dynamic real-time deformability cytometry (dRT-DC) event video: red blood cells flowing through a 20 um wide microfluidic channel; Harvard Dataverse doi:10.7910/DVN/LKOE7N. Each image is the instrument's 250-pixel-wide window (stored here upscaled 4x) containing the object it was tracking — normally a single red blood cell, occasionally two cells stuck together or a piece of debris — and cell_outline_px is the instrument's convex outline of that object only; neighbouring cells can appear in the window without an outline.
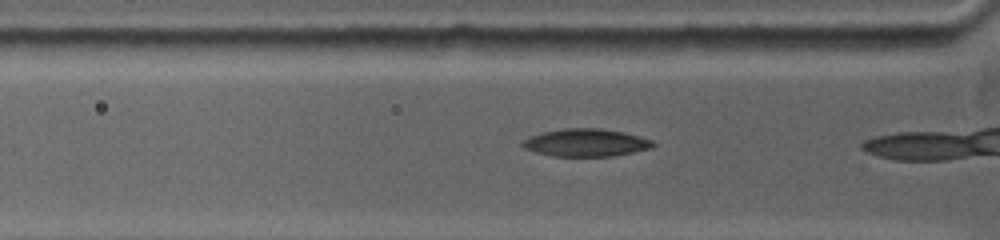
{"species": "common noctule bat (a hibernating species)", "species_latin": "Nyctalus noctula", "temperature_condition": "warm", "stored_images_in_passage": 21, "camera_frame_rate_fps": 5000, "um_per_image_px": 0.085, "animal": {"sex": "female", "body_mass_g": 19.0, "forearm_length_mm": 53.3}, "frame": {"image": 1, "passage_image": 4, "time_ms": 0.8, "image_size_px": [1000, 240], "cell_outline_px": [[656, 144], [648, 148], [632, 152], [612, 156], [552, 156], [536, 152], [524, 148], [520, 144], [524, 140], [532, 136], [544, 132], [564, 128], [600, 128], [620, 132], [652, 140]], "centroid_in_image_um": [49.76, 12.13], "position_along_channel_um": 76.0, "area_um2": 20.58}}
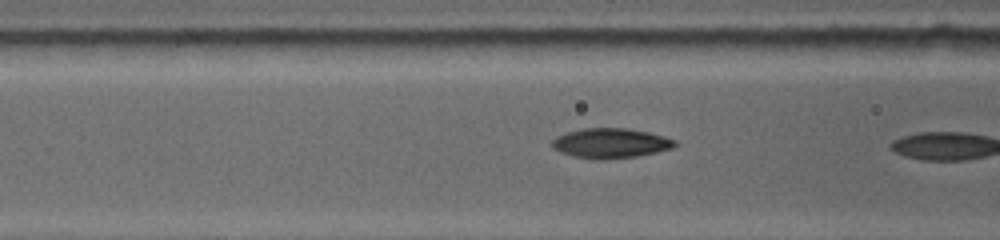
{"frame": {"image": 2, "passage_image": 9, "time_ms": 1.8, "image_size_px": [1000, 240], "cell_outline_px": [[676, 144], [672, 148], [636, 156], [576, 156], [564, 152], [556, 148], [552, 144], [552, 140], [568, 132], [584, 128], [624, 128], [648, 132], [664, 136], [676, 140]], "centroid_in_image_um": [51.98, 12.11], "position_along_channel_um": 114.6, "area_um2": 19.88}}